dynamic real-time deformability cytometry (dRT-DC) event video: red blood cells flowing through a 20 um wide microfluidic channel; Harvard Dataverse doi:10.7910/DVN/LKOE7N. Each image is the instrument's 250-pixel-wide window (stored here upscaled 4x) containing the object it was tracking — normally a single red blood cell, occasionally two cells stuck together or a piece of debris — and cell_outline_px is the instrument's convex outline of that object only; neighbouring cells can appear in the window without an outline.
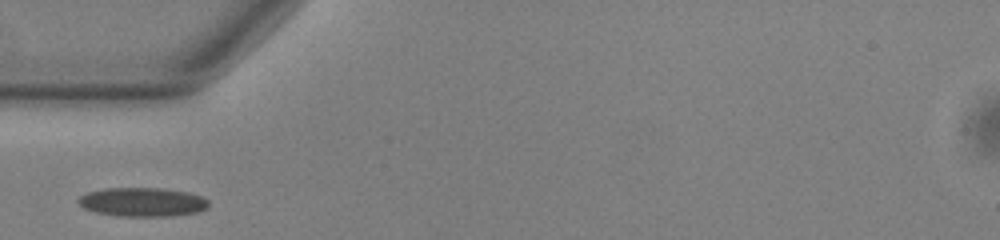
{"species": "common noctule bat (a hibernating species)", "species_latin": "Nyctalus noctula", "temperature_condition": "warm", "stored_images_in_passage": 30, "camera_frame_rate_fps": 3000, "um_per_image_px": 0.085, "animal": {"sex": "male", "body_mass_g": 13.0, "forearm_length_mm": 53.1}, "frame": {"image": 1, "passage_image": 1, "time_ms": 0.0, "image_size_px": [1000, 240], "cell_outline_px": [[208, 208], [196, 212], [172, 216], [120, 216], [96, 212], [84, 208], [76, 204], [76, 200], [80, 196], [88, 192], [104, 188], [164, 188], [188, 192], [200, 196], [208, 200]], "centroid_in_image_um": [12.08, 17.17], "position_along_channel_um": 72.9, "area_um2": 22.08}}
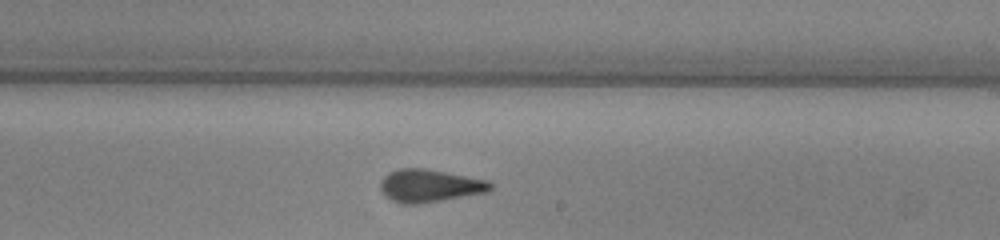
{"frame": {"image": 2, "passage_image": 15, "time_ms": 4.667, "image_size_px": [1000, 240], "cell_outline_px": [[492, 188], [488, 192], [416, 204], [404, 204], [392, 200], [380, 188], [380, 184], [384, 176], [388, 172], [396, 168], [424, 168], [488, 180], [492, 184]], "centroid_in_image_um": [36.52, 15.77], "position_along_channel_um": 252.5, "area_um2": 20.75}}
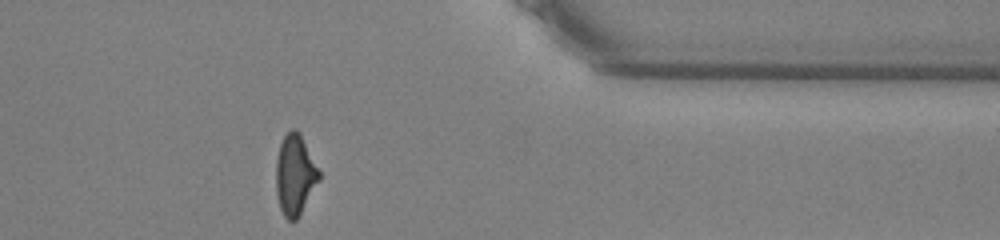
{"frame": {"image": 3, "passage_image": 27, "time_ms": 8.667, "image_size_px": [1000, 240], "cell_outline_px": [[320, 180], [296, 220], [288, 220], [284, 216], [280, 208], [276, 196], [276, 160], [280, 144], [284, 136], [292, 128], [300, 132], [320, 172]], "centroid_in_image_um": [25.07, 14.86], "position_along_channel_um": 386.3, "area_um2": 20.11}}